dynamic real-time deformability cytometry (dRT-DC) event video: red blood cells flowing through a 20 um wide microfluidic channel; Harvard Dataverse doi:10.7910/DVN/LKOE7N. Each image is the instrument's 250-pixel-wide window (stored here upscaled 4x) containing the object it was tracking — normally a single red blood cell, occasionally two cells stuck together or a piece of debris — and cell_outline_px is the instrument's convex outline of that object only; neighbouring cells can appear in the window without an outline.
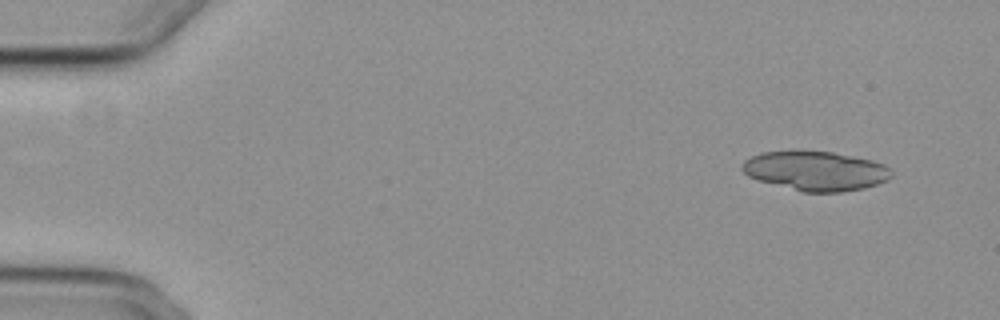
{"species": "common noctule bat (a hibernating species)", "species_latin": "Nyctalus noctula", "temperature_condition": "cold", "stored_images_in_passage": 8, "camera_frame_rate_fps": 3000, "um_per_image_px": 0.085, "animal": {"sex": "female", "body_mass_g": 29.2, "forearm_length_mm": 56.3}, "frame": {"image": 1, "passage_image": 1, "time_ms": 0.0, "image_size_px": [1000, 320], "cell_outline_px": [[892, 176], [888, 180], [864, 188], [840, 192], [804, 192], [760, 180], [748, 176], [740, 168], [740, 164], [744, 160], [752, 156], [764, 152], [832, 152], [872, 160], [884, 164], [892, 172]], "centroid_in_image_um": [69.34, 14.53], "position_along_channel_um": 15.7, "area_um2": 33.76}}
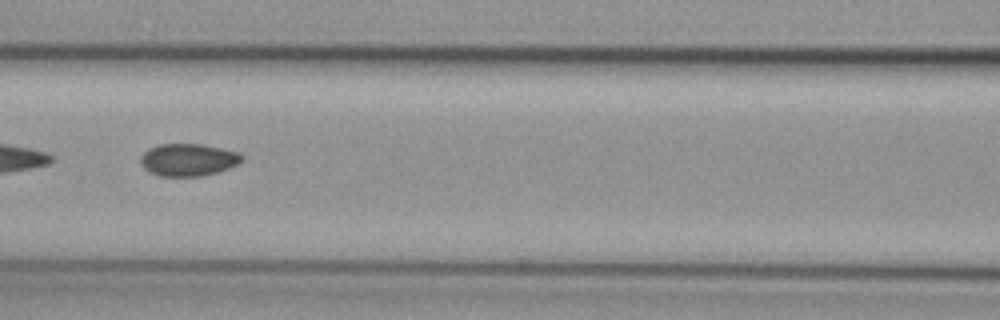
{"frame": {"image": 2, "passage_image": 7, "time_ms": 7.0, "image_size_px": [1000, 320], "cell_outline_px": [[244, 160], [228, 168], [216, 172], [200, 176], [160, 176], [148, 172], [140, 164], [140, 156], [148, 148], [160, 144], [204, 144], [240, 152], [244, 156]], "centroid_in_image_um": [15.99, 13.57], "position_along_channel_um": 150.6, "area_um2": 19.31}}
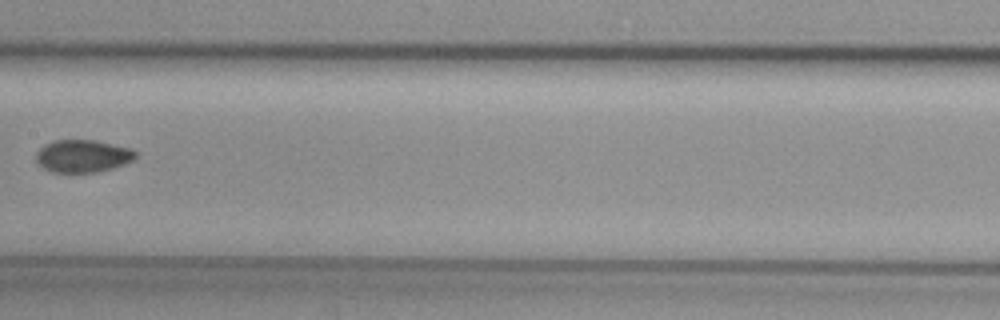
{"frame": {"image": 3, "passage_image": 8, "time_ms": 8.333, "image_size_px": [1000, 320], "cell_outline_px": [[136, 156], [132, 160], [124, 164], [112, 168], [96, 172], [52, 172], [36, 164], [36, 152], [44, 144], [52, 140], [96, 140], [132, 148], [136, 152]], "centroid_in_image_um": [7.01, 13.25], "position_along_channel_um": 200.4, "area_um2": 19.02}}